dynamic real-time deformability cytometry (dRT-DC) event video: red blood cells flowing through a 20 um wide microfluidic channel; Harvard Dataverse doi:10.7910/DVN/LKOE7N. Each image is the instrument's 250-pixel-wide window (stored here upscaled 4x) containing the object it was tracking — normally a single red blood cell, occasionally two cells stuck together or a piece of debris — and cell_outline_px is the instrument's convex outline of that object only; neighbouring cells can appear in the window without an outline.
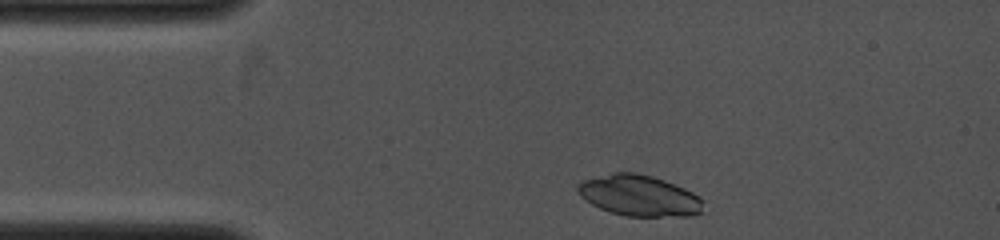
{"species": "common noctule bat (a hibernating species)", "species_latin": "Nyctalus noctula", "temperature_condition": "cold", "stored_images_in_passage": 7, "camera_frame_rate_fps": 4000, "um_per_image_px": 0.085, "animal": {"sex": "female", "body_mass_g": 19.0, "forearm_length_mm": 53.3}, "frame": {"image": 1, "passage_image": 2, "time_ms": 0.25, "image_size_px": [1000, 240], "cell_outline_px": [[704, 200], [700, 212], [692, 216], [624, 216], [600, 208], [592, 204], [580, 196], [576, 192], [576, 184], [580, 180], [612, 172], [636, 172], [652, 176], [664, 180], [684, 188], [692, 192]], "centroid_in_image_um": [54.28, 16.61], "position_along_channel_um": 30.7, "area_um2": 30.17}}